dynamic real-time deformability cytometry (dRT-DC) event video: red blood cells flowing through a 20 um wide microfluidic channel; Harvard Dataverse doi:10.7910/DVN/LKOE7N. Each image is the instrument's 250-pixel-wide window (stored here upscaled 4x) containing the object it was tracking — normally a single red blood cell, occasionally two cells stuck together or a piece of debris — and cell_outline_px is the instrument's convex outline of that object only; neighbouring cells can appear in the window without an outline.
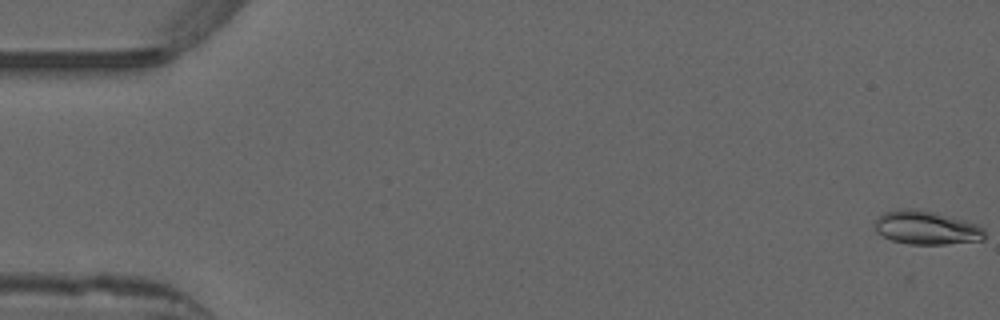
{"species": "common noctule bat (a hibernating species)", "species_latin": "Nyctalus noctula", "temperature_condition": "warm", "stored_images_in_passage": 53, "camera_frame_rate_fps": 3000, "um_per_image_px": 0.085, "animal": {"sex": "male", "forearm_length_mm": 52.5}, "frame": {"image": 1, "passage_image": 1, "time_ms": 0.0, "image_size_px": [1000, 320], "cell_outline_px": [[984, 240], [944, 244], [908, 244], [892, 240], [876, 232], [876, 220], [884, 212], [900, 208], [916, 208], [936, 212], [968, 220], [980, 224], [984, 228]], "centroid_in_image_um": [78.79, 19.34], "position_along_channel_um": 6.2, "area_um2": 21.79}}
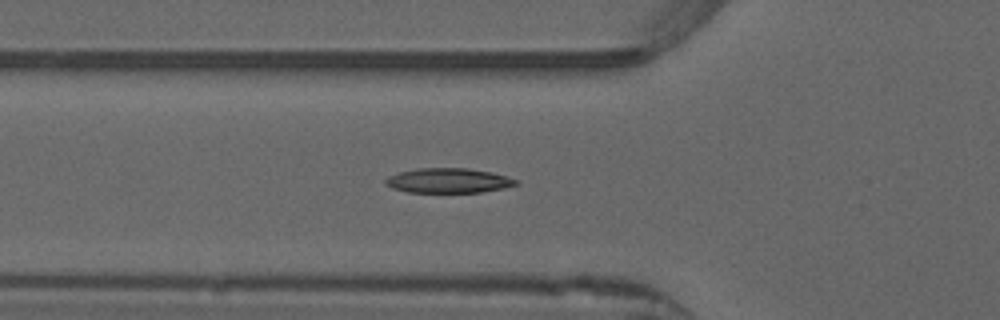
{"frame": {"image": 2, "passage_image": 19, "time_ms": 6.0, "image_size_px": [1000, 320], "cell_outline_px": [[520, 180], [516, 184], [504, 188], [480, 192], [408, 192], [392, 188], [384, 184], [384, 180], [388, 176], [400, 172], [416, 168], [468, 168], [492, 172]], "centroid_in_image_um": [38.1, 15.34], "position_along_channel_um": 87.7, "area_um2": 18.84}}
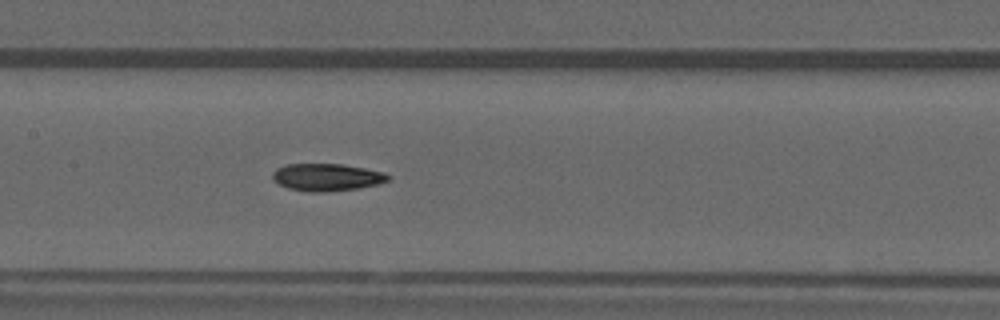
{"frame": {"image": 3, "passage_image": 26, "time_ms": 8.333, "image_size_px": [1000, 320], "cell_outline_px": [[392, 176], [388, 180], [380, 184], [356, 188], [324, 192], [308, 192], [288, 188], [272, 180], [272, 172], [276, 168], [284, 164], [344, 164], [384, 172]], "centroid_in_image_um": [27.76, 15.06], "position_along_channel_um": 179.6, "area_um2": 18.55}, "authors_computed_cell_mechanics": {"area_um2": 18.4382, "velocity_mm_per_s": 3.9177, "shape_relaxation_time_tau1_ms": null, "shape_relaxation_time_tau2_ms": 6.8272, "deformation_change_tau1": null, "deformation_change_tau2": 0.1453}}